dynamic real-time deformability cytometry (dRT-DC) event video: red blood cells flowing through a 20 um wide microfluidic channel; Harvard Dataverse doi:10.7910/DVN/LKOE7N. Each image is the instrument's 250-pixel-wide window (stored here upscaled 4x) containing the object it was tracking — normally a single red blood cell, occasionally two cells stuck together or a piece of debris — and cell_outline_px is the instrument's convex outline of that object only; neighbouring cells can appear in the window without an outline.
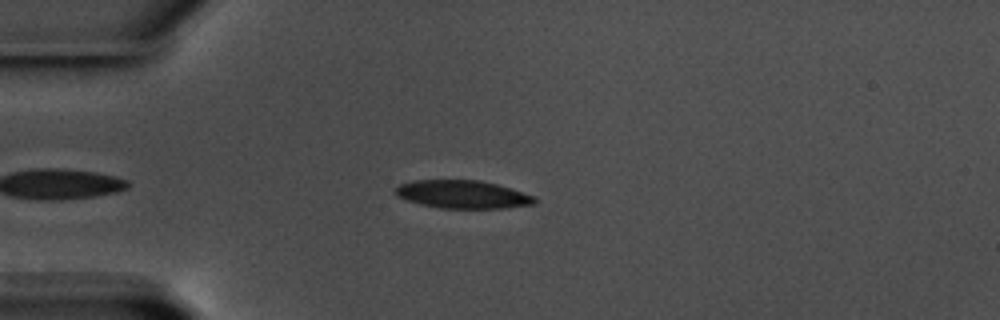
{"species": "common noctule bat (a hibernating species)", "species_latin": "Nyctalus noctula", "temperature_condition": "warm", "stored_images_in_passage": 45, "camera_frame_rate_fps": 3000, "um_per_image_px": 0.085, "animal": {"sex": "male", "body_mass_g": 17.5, "forearm_length_mm": 52.3}, "frame": {"image": 1, "passage_image": 6, "time_ms": 1.667, "image_size_px": [1000, 320], "cell_outline_px": [[536, 204], [504, 208], [440, 208], [420, 204], [396, 196], [396, 188], [400, 184], [412, 180], [480, 180], [496, 184], [536, 196]], "centroid_in_image_um": [39.34, 16.52], "position_along_channel_um": 45.7, "area_um2": 22.72}}
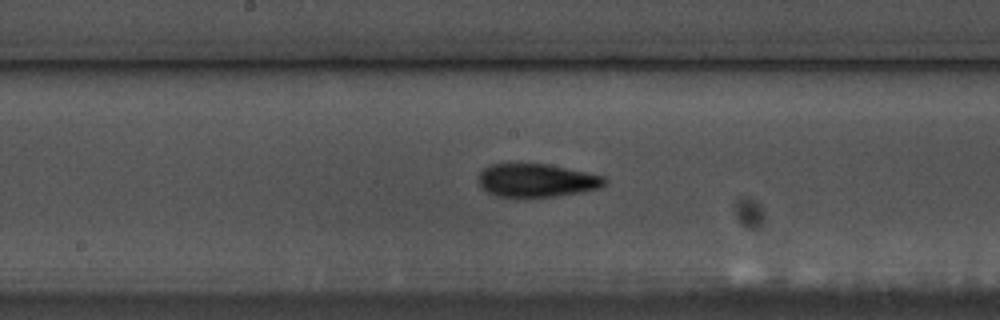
{"frame": {"image": 2, "passage_image": 21, "time_ms": 6.667, "image_size_px": [1000, 320], "cell_outline_px": [[608, 184], [600, 188], [580, 192], [556, 196], [496, 196], [488, 192], [480, 184], [480, 172], [484, 168], [492, 164], [544, 164], [604, 176], [608, 180]], "centroid_in_image_um": [45.66, 15.33], "position_along_channel_um": 202.5, "area_um2": 23.93}}
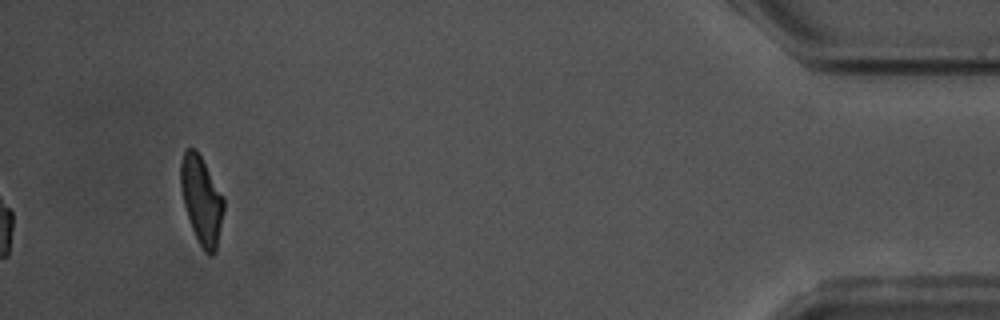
{"frame": {"image": 3, "passage_image": 45, "time_ms": 14.667, "image_size_px": [1000, 320], "cell_outline_px": [[224, 208], [216, 252], [212, 256], [208, 256], [204, 252], [192, 228], [184, 204], [180, 184], [180, 160], [184, 148], [196, 148], [224, 196]], "centroid_in_image_um": [17.13, 16.98], "position_along_channel_um": 418.1, "area_um2": 22.2}, "authors_computed_cell_mechanics": {"area_um2": 23.4668, "velocity_mm_per_s": 3.5591, "shape_relaxation_time_tau1_ms": 3.3868, "shape_relaxation_time_tau2_ms": 3.0195, "deformation_change_tau1": 0.1375, "deformation_change_tau2": 0.0848}}